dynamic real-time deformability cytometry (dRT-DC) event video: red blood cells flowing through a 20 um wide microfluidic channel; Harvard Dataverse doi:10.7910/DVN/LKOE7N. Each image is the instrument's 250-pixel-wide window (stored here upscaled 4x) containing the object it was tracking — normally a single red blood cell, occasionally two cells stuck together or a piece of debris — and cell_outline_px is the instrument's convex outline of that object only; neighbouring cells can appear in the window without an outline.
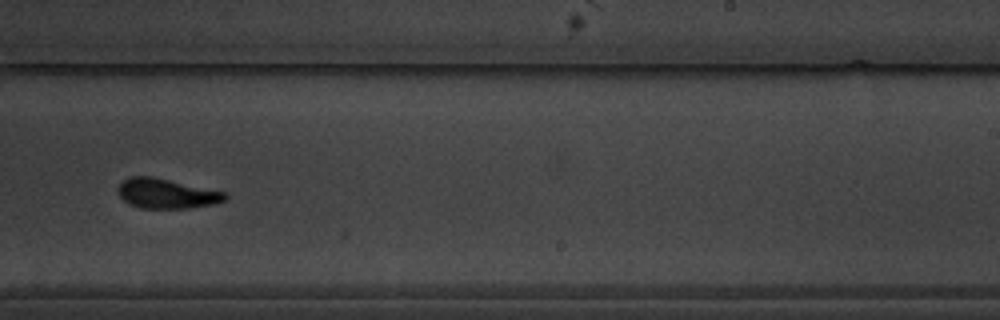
{"species": "common noctule bat (a hibernating species)", "species_latin": "Nyctalus noctula", "temperature_condition": "warm", "stored_images_in_passage": 16, "camera_frame_rate_fps": 3000, "um_per_image_px": 0.085, "animal": {"sex": "male", "body_mass_g": 19.5, "forearm_length_mm": 54.6}, "frame": {"image": 1, "passage_image": 10, "time_ms": 12.0, "image_size_px": [1000, 320], "cell_outline_px": [[228, 200], [216, 204], [188, 208], [140, 208], [128, 204], [116, 192], [116, 188], [128, 176], [152, 176], [228, 192]], "centroid_in_image_um": [14.19, 16.45], "position_along_channel_um": 274.8, "area_um2": 19.02}}
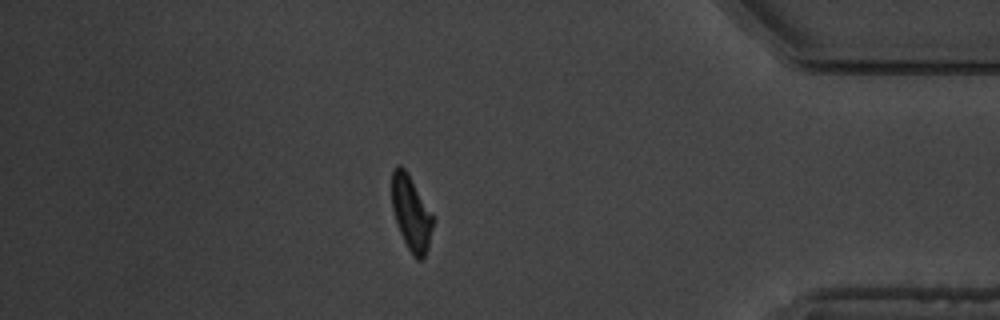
{"frame": {"image": 2, "passage_image": 14, "time_ms": 16.667, "image_size_px": [1000, 320], "cell_outline_px": [[432, 228], [428, 248], [424, 256], [420, 260], [416, 260], [412, 256], [400, 232], [392, 208], [392, 168], [396, 164], [400, 164], [408, 172], [432, 216]], "centroid_in_image_um": [34.92, 18.1], "position_along_channel_um": 400.3, "area_um2": 17.57}, "authors_computed_cell_mechanics": {"area_um2": 18.0047, "velocity_mm_per_s": 3.3489, "shape_relaxation_time_tau1_ms": 4.3739, "shape_relaxation_time_tau2_ms": 1.9725, "deformation_change_tau1": 0.1326, "deformation_change_tau2": 0.0682}}